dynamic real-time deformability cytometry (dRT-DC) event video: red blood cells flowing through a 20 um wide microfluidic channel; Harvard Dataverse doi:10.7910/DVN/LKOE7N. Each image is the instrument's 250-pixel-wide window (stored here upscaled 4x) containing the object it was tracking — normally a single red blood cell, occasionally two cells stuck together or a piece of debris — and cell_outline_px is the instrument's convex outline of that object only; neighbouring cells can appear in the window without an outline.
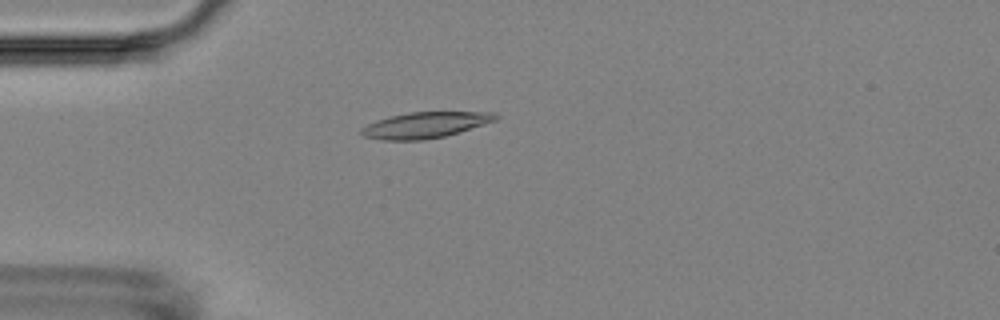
{"species": "Egyptian fruit bat (a non-hibernating species)", "species_latin": "Rousettus aegyptiacus", "temperature_condition": "room temperature", "stored_images_in_passage": 2, "camera_frame_rate_fps": 3000, "um_per_image_px": 0.085, "animal": {"sex": "female"}, "frame": {"image": 1, "passage_image": 1, "time_ms": 0.0, "image_size_px": [1000, 320], "cell_outline_px": [[500, 116], [496, 120], [444, 136], [424, 140], [380, 140], [364, 136], [360, 132], [360, 128], [376, 120], [388, 116], [408, 112], [496, 112]], "centroid_in_image_um": [36.1, 10.62], "position_along_channel_um": 48.9, "area_um2": 20.23}}